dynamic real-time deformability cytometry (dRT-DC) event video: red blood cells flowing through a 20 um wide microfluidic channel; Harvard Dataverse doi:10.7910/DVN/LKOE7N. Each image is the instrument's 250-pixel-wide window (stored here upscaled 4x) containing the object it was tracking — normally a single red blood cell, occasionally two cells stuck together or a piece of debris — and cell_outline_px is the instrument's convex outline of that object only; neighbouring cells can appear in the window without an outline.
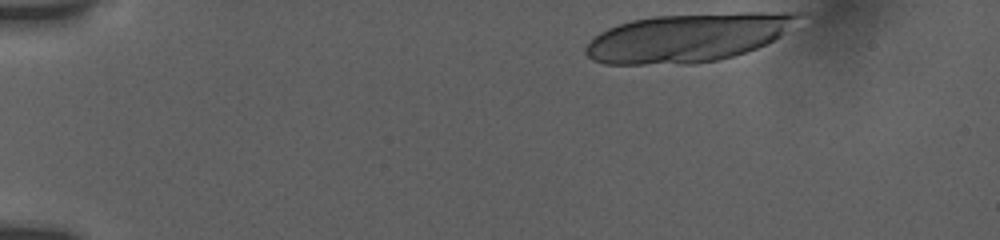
{"species": "human", "species_latin": "Homo sapiens", "temperature_condition": "room temperature", "stored_images_in_passage": 14, "camera_frame_rate_fps": 3000, "um_per_image_px": 0.085, "donor": {"sex": "female"}, "frame": {"image": 1, "passage_image": 1, "time_ms": 0.0, "image_size_px": [1000, 240], "cell_outline_px": [[808, 12], [780, 36], [756, 48], [732, 56], [716, 60], [696, 64], [604, 64], [592, 60], [584, 52], [584, 48], [600, 32], [608, 28], [632, 20], [652, 16], [740, 12]], "centroid_in_image_um": [58.48, 3.19], "position_along_channel_um": 26.5, "area_um2": 60.05}}